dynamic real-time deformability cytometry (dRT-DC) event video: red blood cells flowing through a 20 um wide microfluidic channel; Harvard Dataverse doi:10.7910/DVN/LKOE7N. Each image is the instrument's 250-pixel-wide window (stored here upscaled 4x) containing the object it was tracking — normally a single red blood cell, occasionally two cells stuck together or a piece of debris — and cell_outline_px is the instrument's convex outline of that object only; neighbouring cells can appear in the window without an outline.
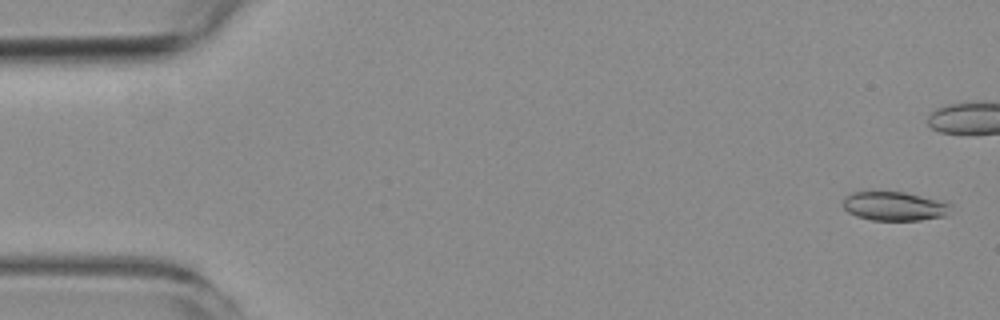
{"species": "common noctule bat (a hibernating species)", "species_latin": "Nyctalus noctula", "temperature_condition": "room temperature", "stored_images_in_passage": 6, "camera_frame_rate_fps": 3000, "um_per_image_px": 0.085, "animal": {"sex": "female", "body_mass_g": 19.3, "forearm_length_mm": 54.1}, "frame": {"image": 1, "passage_image": 1, "time_ms": 0.0, "image_size_px": [1000, 320], "cell_outline_px": [[952, 204], [944, 216], [920, 220], [872, 220], [856, 216], [848, 212], [844, 208], [844, 196], [852, 192], [904, 192], [944, 200]], "centroid_in_image_um": [76.03, 17.52], "position_along_channel_um": 9.0, "area_um2": 18.21}}